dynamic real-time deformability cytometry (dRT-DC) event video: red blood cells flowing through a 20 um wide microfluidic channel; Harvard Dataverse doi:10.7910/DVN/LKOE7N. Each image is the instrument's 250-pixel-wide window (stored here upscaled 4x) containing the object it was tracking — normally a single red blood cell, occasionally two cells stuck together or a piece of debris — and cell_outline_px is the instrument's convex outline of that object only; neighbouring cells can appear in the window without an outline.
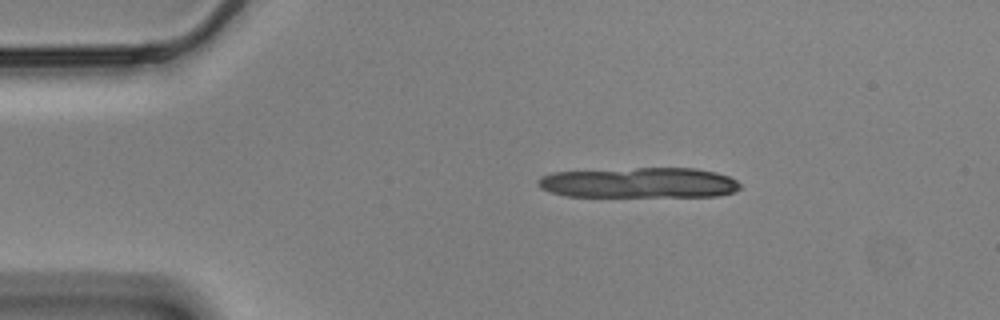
{"species": "Egyptian fruit bat (a non-hibernating species)", "species_latin": "Rousettus aegyptiacus", "temperature_condition": "cold", "stored_images_in_passage": 6, "camera_frame_rate_fps": 3000, "um_per_image_px": 0.085, "animal": {"sex": "male"}, "frame": {"image": 1, "passage_image": 1, "time_ms": 0.0, "image_size_px": [1000, 320], "cell_outline_px": [[740, 188], [736, 192], [720, 196], [564, 196], [540, 188], [536, 184], [536, 180], [540, 176], [552, 172], [636, 168], [696, 168], [716, 172], [728, 176], [736, 180], [740, 184]], "centroid_in_image_um": [54.33, 15.53], "position_along_channel_um": 30.7, "area_um2": 36.07}}